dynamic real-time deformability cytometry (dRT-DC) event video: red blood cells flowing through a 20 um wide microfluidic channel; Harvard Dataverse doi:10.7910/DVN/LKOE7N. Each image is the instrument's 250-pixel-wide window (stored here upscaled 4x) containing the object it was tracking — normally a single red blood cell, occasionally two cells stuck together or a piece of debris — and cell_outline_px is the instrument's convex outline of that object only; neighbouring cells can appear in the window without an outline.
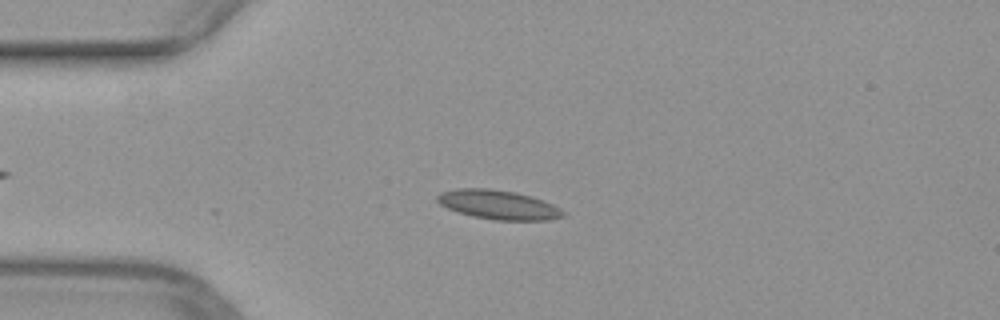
{"species": "common noctule bat (a hibernating species)", "species_latin": "Nyctalus noctula", "temperature_condition": "warm", "stored_images_in_passage": 48, "camera_frame_rate_fps": 3000, "um_per_image_px": 0.085, "animal": {"sex": "female", "body_mass_g": 29.2, "forearm_length_mm": 56.3}, "frame": {"image": 1, "passage_image": 10, "time_ms": 3.0, "image_size_px": [1000, 320], "cell_outline_px": [[564, 216], [548, 220], [492, 220], [472, 216], [456, 212], [440, 204], [436, 200], [436, 196], [440, 192], [456, 188], [488, 188], [516, 192], [532, 196], [544, 200], [560, 208], [564, 212]], "centroid_in_image_um": [42.33, 17.39], "position_along_channel_um": 42.7, "area_um2": 21.62}}
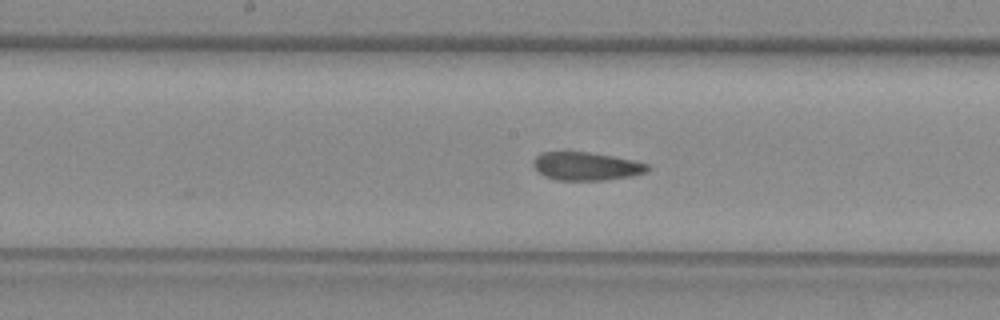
{"frame": {"image": 2, "passage_image": 23, "time_ms": 7.333, "image_size_px": [1000, 320], "cell_outline_px": [[652, 168], [648, 172], [632, 176], [604, 180], [556, 180], [544, 176], [536, 172], [532, 164], [536, 156], [540, 152], [588, 152], [612, 156], [632, 160], [648, 164]], "centroid_in_image_um": [49.82, 14.14], "position_along_channel_um": 198.4, "area_um2": 18.96}}
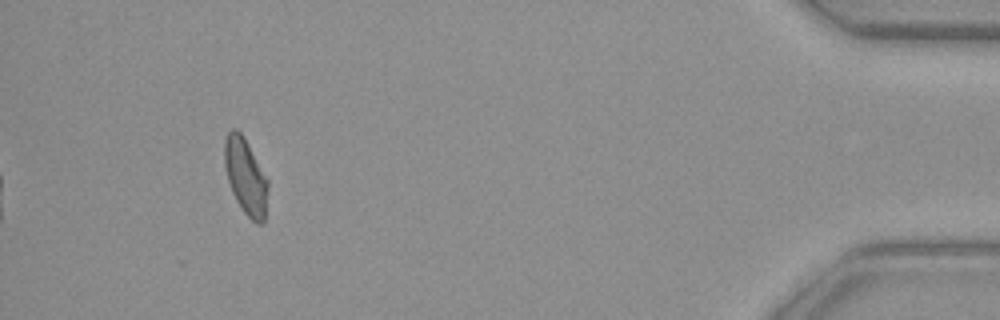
{"frame": {"image": 3, "passage_image": 44, "time_ms": 14.333, "image_size_px": [1000, 320], "cell_outline_px": [[268, 188], [264, 224], [256, 224], [244, 212], [236, 200], [232, 192], [228, 180], [224, 164], [224, 140], [228, 132], [232, 128], [236, 128], [244, 136], [268, 180]], "centroid_in_image_um": [20.88, 14.99], "position_along_channel_um": 414.3, "area_um2": 19.31}}